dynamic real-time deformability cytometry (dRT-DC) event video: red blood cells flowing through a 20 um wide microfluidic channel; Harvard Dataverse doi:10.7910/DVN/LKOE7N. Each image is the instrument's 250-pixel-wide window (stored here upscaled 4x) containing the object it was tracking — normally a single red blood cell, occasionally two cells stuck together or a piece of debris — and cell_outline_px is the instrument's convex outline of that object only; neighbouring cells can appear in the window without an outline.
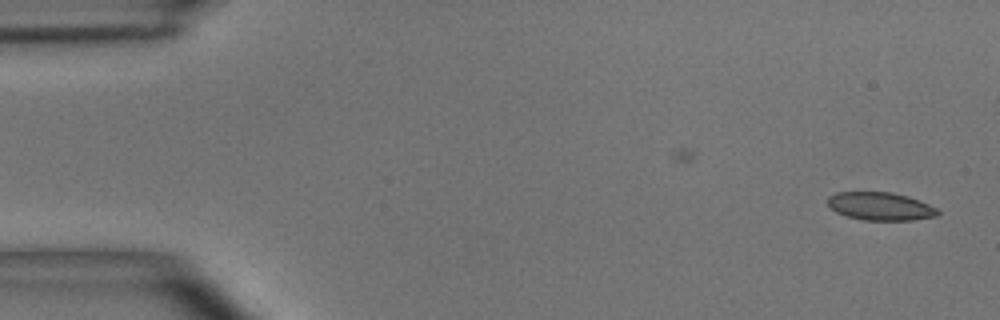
{"species": "common noctule bat (a hibernating species)", "species_latin": "Nyctalus noctula", "temperature_condition": "room temperature", "stored_images_in_passage": 47, "camera_frame_rate_fps": 3000, "um_per_image_px": 0.085, "animal": {"sex": "male", "body_mass_g": 15.6}, "frame": {"image": 1, "passage_image": 1, "time_ms": 0.0, "image_size_px": [1000, 320], "cell_outline_px": [[940, 212], [936, 216], [912, 220], [864, 220], [848, 216], [836, 212], [828, 204], [828, 196], [836, 192], [892, 192], [908, 196], [928, 204], [936, 208]], "centroid_in_image_um": [74.83, 17.53], "position_along_channel_um": 10.2, "area_um2": 17.86}}
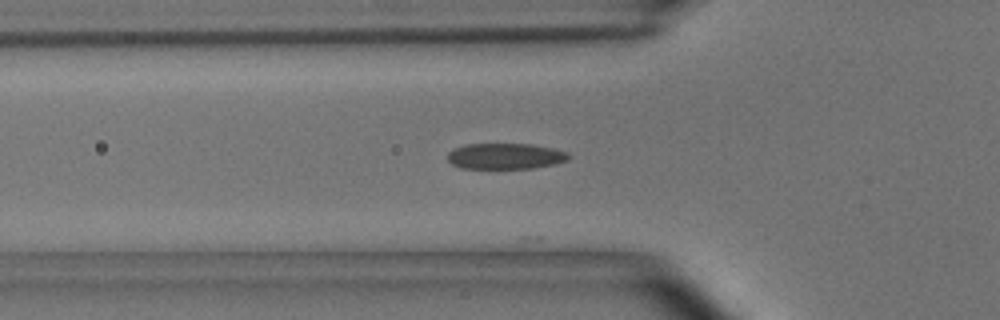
{"frame": {"image": 2, "passage_image": 17, "time_ms": 5.333, "image_size_px": [1000, 320], "cell_outline_px": [[572, 156], [568, 160], [552, 164], [532, 168], [460, 168], [452, 164], [448, 160], [448, 152], [452, 148], [464, 144], [532, 144], [556, 148], [568, 152]], "centroid_in_image_um": [42.96, 13.26], "position_along_channel_um": 82.8, "area_um2": 18.44}}
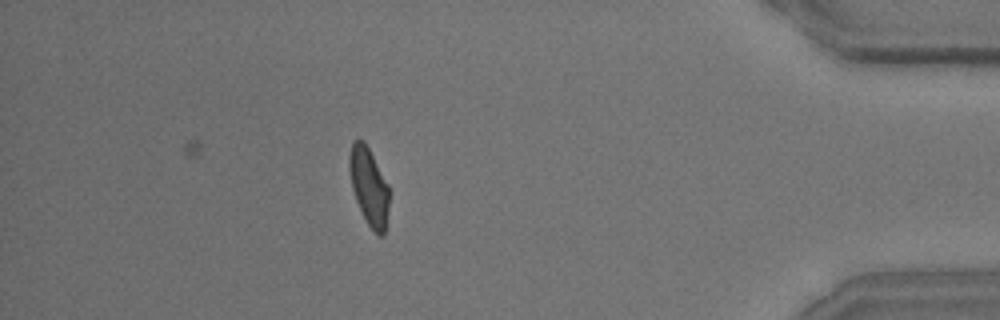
{"frame": {"image": 3, "passage_image": 47, "time_ms": 15.333, "image_size_px": [1000, 320], "cell_outline_px": [[388, 208], [384, 236], [380, 236], [368, 224], [356, 200], [352, 188], [348, 168], [348, 156], [352, 144], [356, 140], [364, 140], [388, 184]], "centroid_in_image_um": [31.34, 15.82], "position_along_channel_um": 403.9, "area_um2": 17.69}, "authors_computed_cell_mechanics": {"area_um2": 18.5538, "velocity_mm_per_s": 3.661, "shape_relaxation_time_tau1_ms": 4.1298, "shape_relaxation_time_tau2_ms": 0.9796, "deformation_change_tau1": 0.1483, "deformation_change_tau2": 0.0721}}